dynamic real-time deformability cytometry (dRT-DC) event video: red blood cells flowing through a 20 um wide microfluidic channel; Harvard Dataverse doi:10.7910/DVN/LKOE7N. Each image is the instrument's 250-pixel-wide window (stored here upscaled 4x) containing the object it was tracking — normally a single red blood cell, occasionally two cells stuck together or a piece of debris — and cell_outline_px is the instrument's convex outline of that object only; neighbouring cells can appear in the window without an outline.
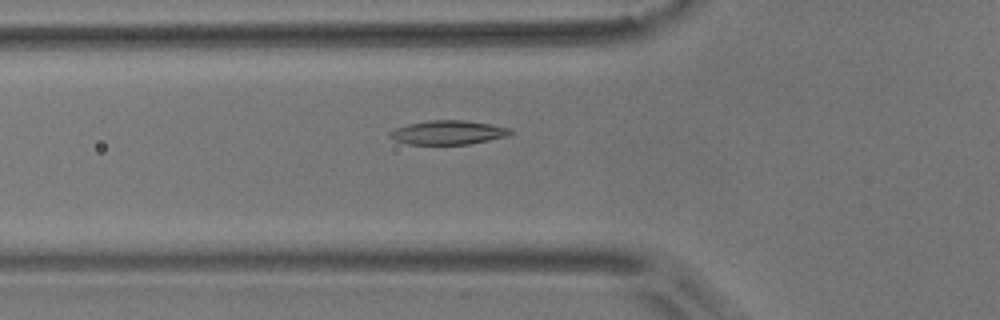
{"species": "common noctule bat (a hibernating species)", "species_latin": "Nyctalus noctula", "temperature_condition": "room temperature", "stored_images_in_passage": 55, "camera_frame_rate_fps": 3000, "um_per_image_px": 0.085, "animal": {"sex": "male", "body_mass_g": 17.9}, "frame": {"image": 1, "passage_image": 19, "time_ms": 6.0, "image_size_px": [1000, 320], "cell_outline_px": [[516, 132], [508, 136], [468, 144], [408, 144], [396, 140], [388, 136], [388, 132], [396, 128], [408, 124], [432, 120], [464, 120], [492, 124], [512, 128]], "centroid_in_image_um": [38.14, 11.25], "position_along_channel_um": 87.7, "area_um2": 16.94}}
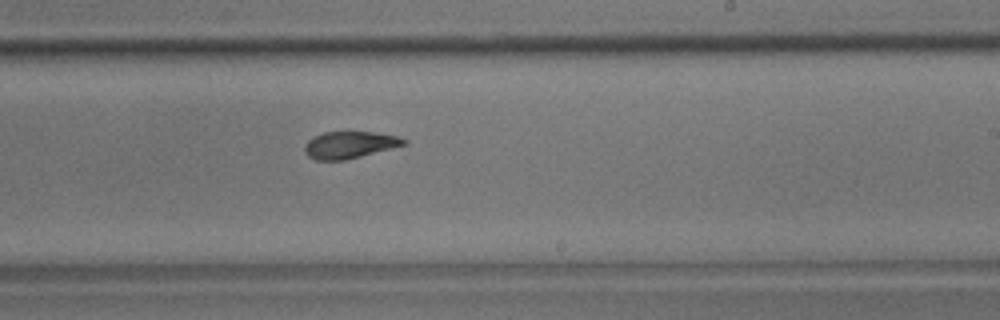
{"frame": {"image": 2, "passage_image": 33, "time_ms": 10.667, "image_size_px": [1000, 320], "cell_outline_px": [[408, 144], [344, 160], [316, 160], [308, 156], [304, 152], [304, 144], [312, 136], [324, 132], [376, 132], [396, 136], [408, 140]], "centroid_in_image_um": [29.69, 12.3], "position_along_channel_um": 259.3, "area_um2": 15.61}}
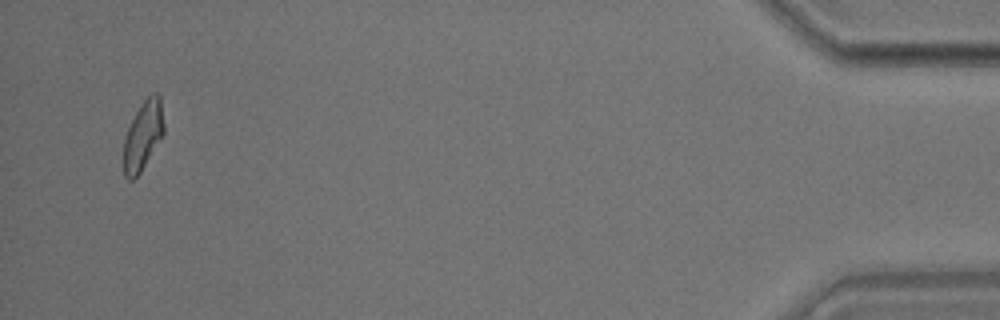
{"frame": {"image": 3, "passage_image": 53, "time_ms": 17.333, "image_size_px": [1000, 320], "cell_outline_px": [[164, 132], [140, 172], [132, 180], [128, 180], [124, 176], [124, 140], [128, 128], [140, 104], [152, 92], [156, 92], [160, 96], [164, 124]], "centroid_in_image_um": [12.16, 11.49], "position_along_channel_um": 423.0, "area_um2": 15.9}, "authors_computed_cell_mechanics": {"area_um2": 16.8198, "velocity_mm_per_s": 3.6701, "shape_relaxation_time_tau1_ms": 4.811, "shape_relaxation_time_tau2_ms": 2.9614, "deformation_change_tau1": 0.1604, "deformation_change_tau2": 0.0691}}